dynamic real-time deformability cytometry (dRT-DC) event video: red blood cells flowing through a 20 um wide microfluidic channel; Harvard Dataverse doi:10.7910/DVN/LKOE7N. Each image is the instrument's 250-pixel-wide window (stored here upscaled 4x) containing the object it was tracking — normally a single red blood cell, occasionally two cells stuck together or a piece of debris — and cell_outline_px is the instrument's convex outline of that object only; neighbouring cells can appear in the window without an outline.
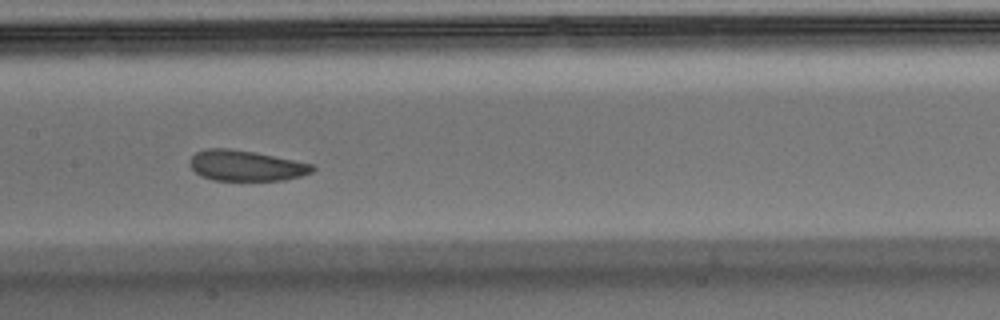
{"species": "Egyptian fruit bat (a non-hibernating species)", "species_latin": "Rousettus aegyptiacus", "temperature_condition": "warm", "stored_images_in_passage": 43, "camera_frame_rate_fps": 3000, "um_per_image_px": 0.085, "animal": {"sex": "male"}, "frame": {"image": 1, "passage_image": 19, "time_ms": 6.0, "image_size_px": [1000, 320], "cell_outline_px": [[316, 168], [312, 172], [300, 176], [284, 180], [212, 180], [200, 176], [192, 168], [192, 156], [196, 152], [208, 148], [228, 148], [252, 152], [316, 164]], "centroid_in_image_um": [20.95, 14.08], "position_along_channel_um": 186.5, "area_um2": 21.68}}
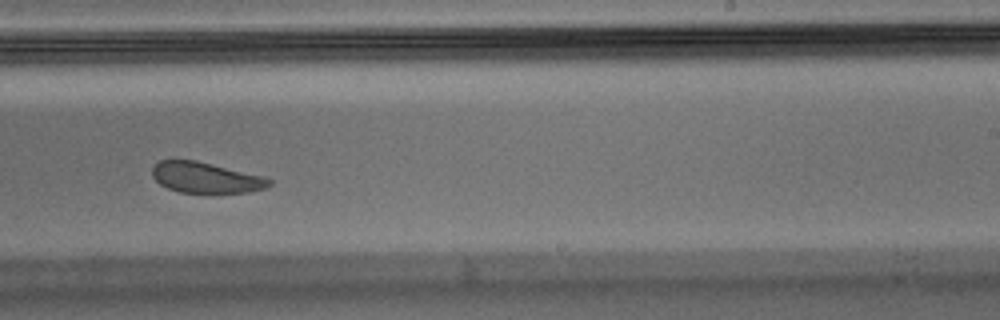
{"frame": {"image": 2, "passage_image": 25, "time_ms": 8.0, "image_size_px": [1000, 320], "cell_outline_px": [[272, 184], [264, 188], [248, 192], [212, 196], [180, 192], [168, 188], [160, 184], [152, 176], [152, 168], [160, 160], [196, 160], [264, 176], [272, 180]], "centroid_in_image_um": [17.52, 15.15], "position_along_channel_um": 271.5, "area_um2": 21.73}}